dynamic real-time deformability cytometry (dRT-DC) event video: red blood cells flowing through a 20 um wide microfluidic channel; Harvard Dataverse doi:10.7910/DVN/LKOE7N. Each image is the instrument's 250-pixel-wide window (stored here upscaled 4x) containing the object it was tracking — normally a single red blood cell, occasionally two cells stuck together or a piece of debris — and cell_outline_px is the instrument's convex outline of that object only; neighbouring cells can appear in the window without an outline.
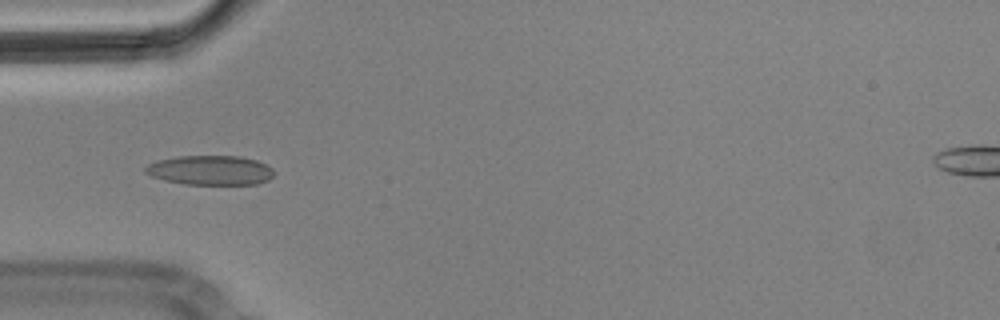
{"species": "Egyptian fruit bat (a non-hibernating species)", "species_latin": "Rousettus aegyptiacus", "temperature_condition": "cold", "stored_images_in_passage": 4, "camera_frame_rate_fps": 3000, "um_per_image_px": 0.085, "animal": {"sex": "male"}, "frame": {"image": 1, "passage_image": 4, "time_ms": 1.0, "image_size_px": [1000, 320], "cell_outline_px": [[276, 172], [268, 180], [256, 184], [184, 184], [164, 180], [152, 176], [144, 172], [144, 168], [148, 164], [156, 160], [176, 156], [240, 156], [256, 160], [268, 164]], "centroid_in_image_um": [17.88, 14.46], "position_along_channel_um": 67.1, "area_um2": 22.31}}